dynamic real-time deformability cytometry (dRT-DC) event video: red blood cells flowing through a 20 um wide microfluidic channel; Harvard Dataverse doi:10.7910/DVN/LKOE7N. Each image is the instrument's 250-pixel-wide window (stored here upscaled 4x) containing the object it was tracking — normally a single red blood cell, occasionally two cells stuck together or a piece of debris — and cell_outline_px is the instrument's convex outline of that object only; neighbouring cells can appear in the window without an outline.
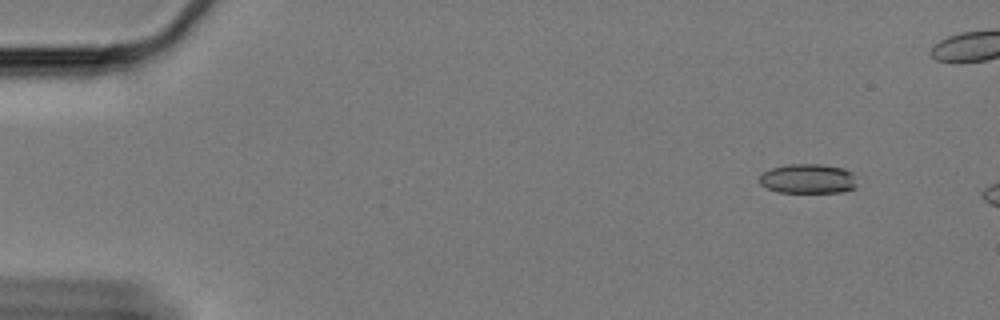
{"species": "Egyptian fruit bat (a non-hibernating species)", "species_latin": "Rousettus aegyptiacus", "temperature_condition": "cold", "stored_images_in_passage": 7, "camera_frame_rate_fps": 3000, "um_per_image_px": 0.085, "animal": {"sex": "female"}, "frame": {"image": 1, "passage_image": 1, "time_ms": 0.0, "image_size_px": [1000, 320], "cell_outline_px": [[856, 188], [840, 192], [780, 192], [768, 188], [760, 184], [760, 176], [764, 172], [772, 168], [788, 164], [820, 164], [844, 168], [852, 172], [856, 176]], "centroid_in_image_um": [68.73, 15.19], "position_along_channel_um": 16.3, "area_um2": 16.82}}